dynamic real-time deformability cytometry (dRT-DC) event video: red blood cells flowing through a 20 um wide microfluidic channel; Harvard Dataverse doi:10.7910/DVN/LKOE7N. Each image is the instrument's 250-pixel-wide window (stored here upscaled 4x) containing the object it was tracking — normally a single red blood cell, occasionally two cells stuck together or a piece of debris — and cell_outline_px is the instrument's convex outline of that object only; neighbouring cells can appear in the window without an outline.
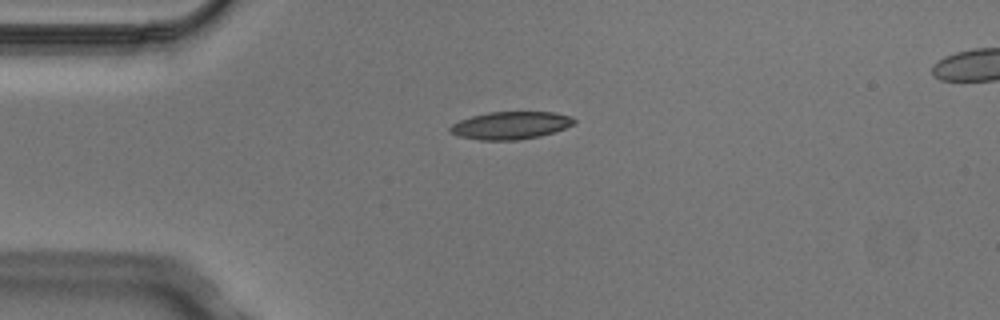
{"species": "Egyptian fruit bat (a non-hibernating species)", "species_latin": "Rousettus aegyptiacus", "temperature_condition": "cold", "stored_images_in_passage": 4, "camera_frame_rate_fps": 3000, "um_per_image_px": 0.085, "animal": {"sex": "male"}, "frame": {"image": 1, "passage_image": 1, "time_ms": 0.0, "image_size_px": [1000, 320], "cell_outline_px": [[576, 120], [572, 124], [564, 128], [540, 136], [520, 140], [480, 140], [460, 136], [452, 132], [448, 128], [452, 124], [460, 120], [472, 116], [488, 112], [556, 112], [572, 116]], "centroid_in_image_um": [43.41, 10.65], "position_along_channel_um": 41.6, "area_um2": 19.83}}
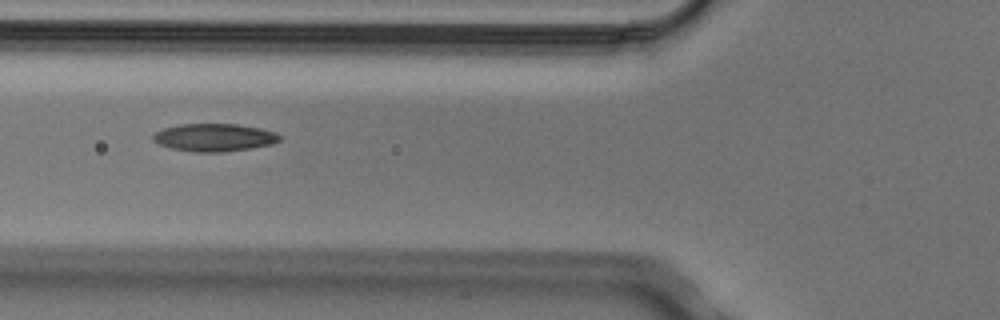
{"frame": {"image": 2, "passage_image": 3, "time_ms": 0.667, "image_size_px": [1000, 320], "cell_outline_px": [[280, 140], [272, 144], [252, 148], [224, 152], [196, 152], [172, 148], [160, 144], [152, 140], [152, 136], [156, 132], [164, 128], [180, 124], [236, 124], [260, 128], [276, 132], [280, 136]], "centroid_in_image_um": [18.23, 11.68], "position_along_channel_um": 107.6, "area_um2": 20.4}}
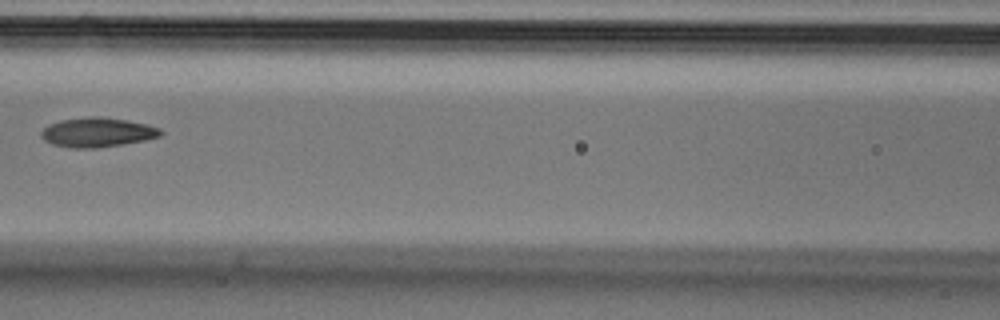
{"frame": {"image": 3, "passage_image": 4, "time_ms": 1.0, "image_size_px": [1000, 320], "cell_outline_px": [[164, 132], [160, 136], [144, 140], [96, 148], [72, 148], [52, 144], [44, 140], [40, 136], [40, 132], [48, 124], [60, 120], [92, 116], [100, 116], [128, 120], [148, 124], [160, 128]], "centroid_in_image_um": [8.26, 11.24], "position_along_channel_um": 158.3, "area_um2": 20.58}}